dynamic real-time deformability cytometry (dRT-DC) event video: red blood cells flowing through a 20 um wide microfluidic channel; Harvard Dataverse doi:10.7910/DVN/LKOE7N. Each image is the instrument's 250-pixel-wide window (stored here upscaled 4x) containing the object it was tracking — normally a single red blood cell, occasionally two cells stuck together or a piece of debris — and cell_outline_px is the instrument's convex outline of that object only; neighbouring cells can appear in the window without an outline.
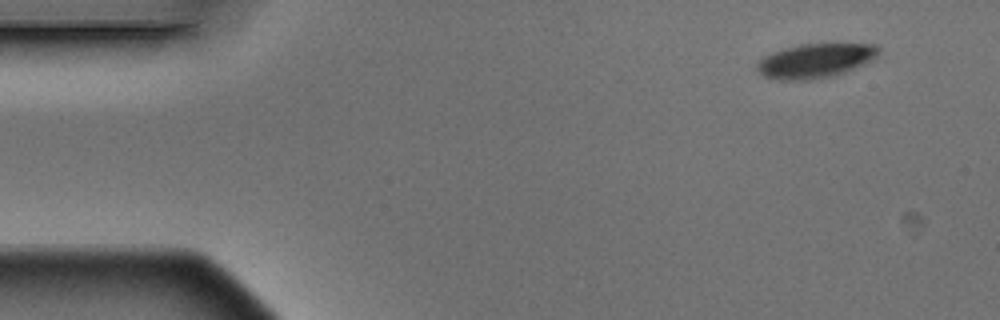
{"species": "Egyptian fruit bat (a non-hibernating species)", "species_latin": "Rousettus aegyptiacus", "temperature_condition": "warm", "stored_images_in_passage": 4, "segment_of_instrument_passage": [2, 2], "camera_frame_rate_fps": 3000, "um_per_image_px": 0.085, "animal": {"sex": "male"}, "frame": {"image": 1, "passage_image": 4, "time_ms": 1.0, "image_size_px": [1000, 320], "cell_outline_px": [[880, 56], [876, 60], [836, 76], [812, 80], [776, 80], [764, 76], [756, 68], [756, 64], [764, 56], [800, 44], [876, 44], [880, 48]], "centroid_in_image_um": [69.4, 5.18], "position_along_channel_um": 15.6, "area_um2": 24.62}}